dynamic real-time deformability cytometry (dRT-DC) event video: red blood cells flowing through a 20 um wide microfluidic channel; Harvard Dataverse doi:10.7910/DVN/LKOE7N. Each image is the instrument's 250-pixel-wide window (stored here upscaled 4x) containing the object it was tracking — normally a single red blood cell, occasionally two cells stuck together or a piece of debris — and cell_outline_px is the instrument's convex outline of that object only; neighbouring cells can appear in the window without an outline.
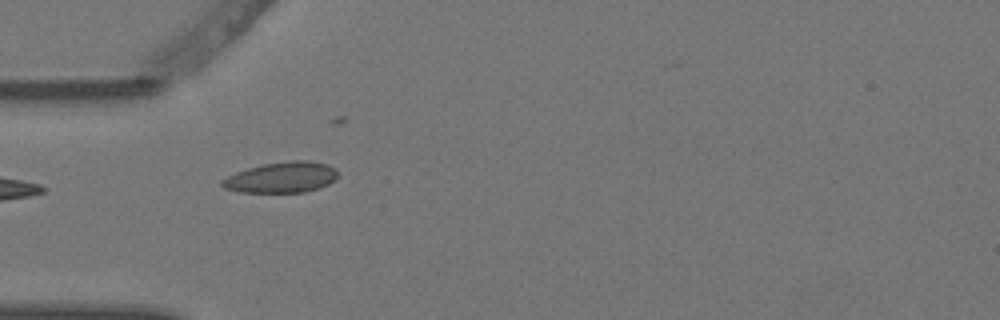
{"species": "Egyptian fruit bat (a non-hibernating species)", "species_latin": "Rousettus aegyptiacus", "temperature_condition": "warm", "stored_images_in_passage": 5, "camera_frame_rate_fps": 3000, "um_per_image_px": 0.085, "animal": {"sex": "female"}, "frame": {"image": 1, "passage_image": 5, "time_ms": 1.333, "image_size_px": [1000, 320], "cell_outline_px": [[336, 180], [328, 184], [304, 192], [240, 192], [224, 188], [220, 184], [220, 180], [236, 172], [248, 168], [264, 164], [292, 160], [308, 160], [328, 164], [336, 168]], "centroid_in_image_um": [23.93, 15.07], "position_along_channel_um": 61.1, "area_um2": 20.69}}